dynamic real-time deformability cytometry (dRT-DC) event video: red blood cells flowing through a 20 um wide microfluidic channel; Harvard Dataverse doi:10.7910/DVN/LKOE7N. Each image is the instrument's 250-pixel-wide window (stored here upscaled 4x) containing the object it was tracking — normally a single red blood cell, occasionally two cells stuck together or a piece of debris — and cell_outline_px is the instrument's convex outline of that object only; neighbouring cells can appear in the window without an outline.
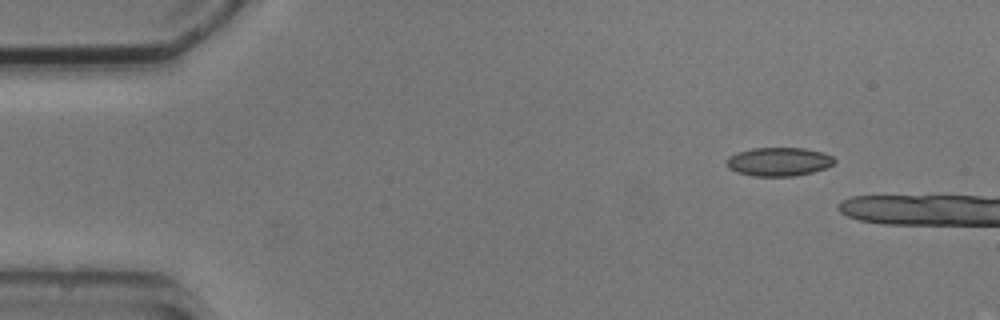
{"species": "common noctule bat (a hibernating species)", "species_latin": "Nyctalus noctula", "temperature_condition": "cold", "stored_images_in_passage": 3, "camera_frame_rate_fps": 3000, "um_per_image_px": 0.085, "animal": {"sex": "male", "body_mass_g": 20.5, "forearm_length_mm": 52.5}, "frame": {"image": 1, "passage_image": 1, "time_ms": 0.0, "image_size_px": [1000, 320], "cell_outline_px": [[836, 160], [832, 164], [824, 168], [812, 172], [792, 176], [752, 176], [736, 172], [728, 168], [728, 156], [736, 152], [752, 148], [804, 148], [824, 152], [832, 156]], "centroid_in_image_um": [66.18, 13.74], "position_along_channel_um": 18.8, "area_um2": 17.98}}